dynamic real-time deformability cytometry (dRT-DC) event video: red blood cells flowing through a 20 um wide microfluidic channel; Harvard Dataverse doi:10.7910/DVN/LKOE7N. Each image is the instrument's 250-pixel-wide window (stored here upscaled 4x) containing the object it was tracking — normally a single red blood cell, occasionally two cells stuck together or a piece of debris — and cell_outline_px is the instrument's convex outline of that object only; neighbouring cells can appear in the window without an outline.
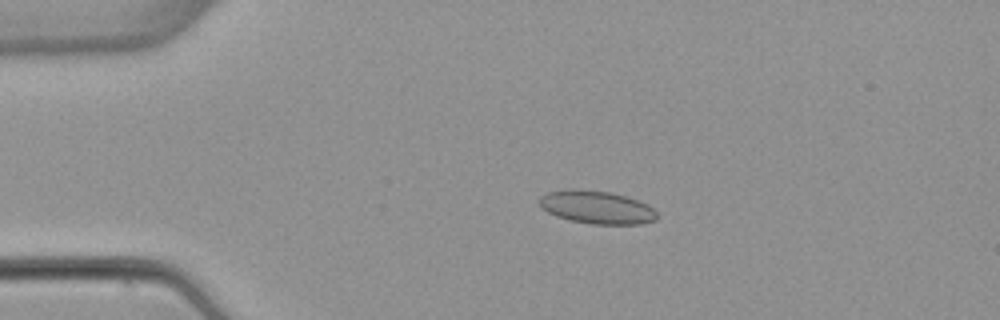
{"species": "common noctule bat (a hibernating species)", "species_latin": "Nyctalus noctula", "temperature_condition": "warm", "stored_images_in_passage": 53, "camera_frame_rate_fps": 3000, "um_per_image_px": 0.085, "animal": {"sex": "female", "body_mass_g": 22.7, "forearm_length_mm": 54.2}, "frame": {"image": 1, "passage_image": 12, "time_ms": 3.667, "image_size_px": [1000, 320], "cell_outline_px": [[656, 220], [640, 224], [592, 224], [572, 220], [556, 216], [540, 208], [540, 196], [548, 192], [572, 188], [608, 192], [624, 196], [648, 204], [656, 212]], "centroid_in_image_um": [50.7, 17.62], "position_along_channel_um": 34.3, "area_um2": 22.43}}
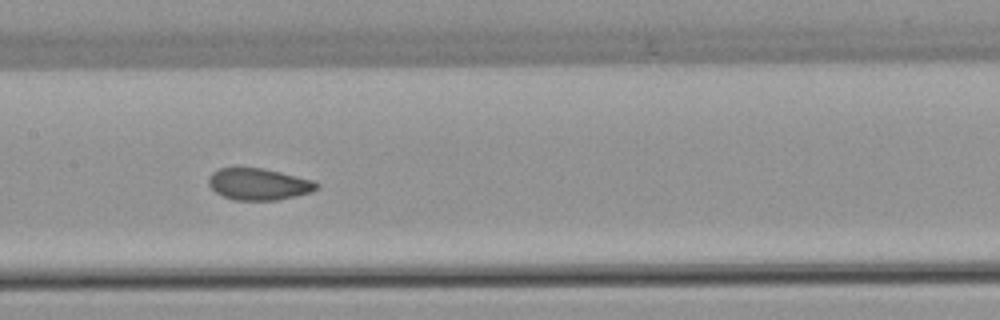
{"frame": {"image": 2, "passage_image": 27, "time_ms": 8.667, "image_size_px": [1000, 320], "cell_outline_px": [[320, 184], [312, 192], [296, 196], [276, 200], [232, 200], [216, 192], [208, 184], [208, 176], [212, 172], [220, 168], [264, 168], [312, 180]], "centroid_in_image_um": [21.97, 15.65], "position_along_channel_um": 185.4, "area_um2": 19.88}}
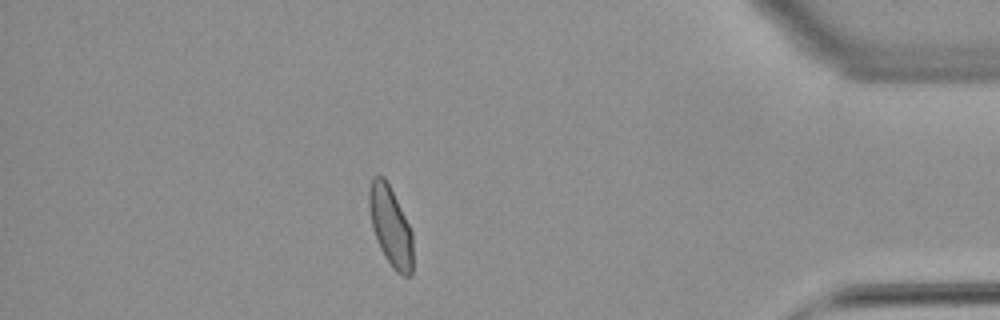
{"frame": {"image": 3, "passage_image": 47, "time_ms": 15.333, "image_size_px": [1000, 320], "cell_outline_px": [[412, 276], [404, 276], [396, 272], [392, 268], [384, 256], [380, 248], [372, 228], [368, 208], [368, 192], [372, 180], [376, 176], [384, 176], [412, 232]], "centroid_in_image_um": [33.18, 19.28], "position_along_channel_um": 402.0, "area_um2": 20.11}, "authors_computed_cell_mechanics": {"area_um2": 20.5768, "velocity_mm_per_s": 3.8876, "shape_relaxation_time_tau1_ms": null, "shape_relaxation_time_tau2_ms": 0.925, "deformation_change_tau1": null, "deformation_change_tau2": 0.0502}}